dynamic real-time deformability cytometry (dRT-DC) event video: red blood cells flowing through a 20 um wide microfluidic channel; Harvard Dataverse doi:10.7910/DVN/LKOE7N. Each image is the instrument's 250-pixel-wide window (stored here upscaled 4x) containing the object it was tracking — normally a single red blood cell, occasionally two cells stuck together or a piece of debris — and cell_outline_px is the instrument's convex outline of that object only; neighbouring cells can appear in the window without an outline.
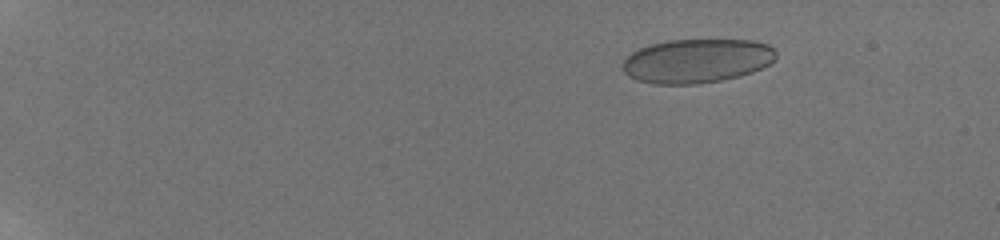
{"species": "human", "species_latin": "Homo sapiens", "temperature_condition": "room temperature", "stored_images_in_passage": 18, "camera_frame_rate_fps": 3000, "um_per_image_px": 0.085, "donor": {"sex": "male"}, "frame": {"image": 1, "passage_image": 4, "time_ms": 3.0, "image_size_px": [1000, 240], "cell_outline_px": [[776, 60], [752, 72], [740, 76], [720, 80], [696, 84], [652, 84], [636, 80], [628, 76], [624, 72], [624, 60], [632, 52], [640, 48], [652, 44], [668, 40], [752, 40], [768, 44], [776, 52]], "centroid_in_image_um": [59.24, 5.18], "position_along_channel_um": 25.8, "area_um2": 39.3}}
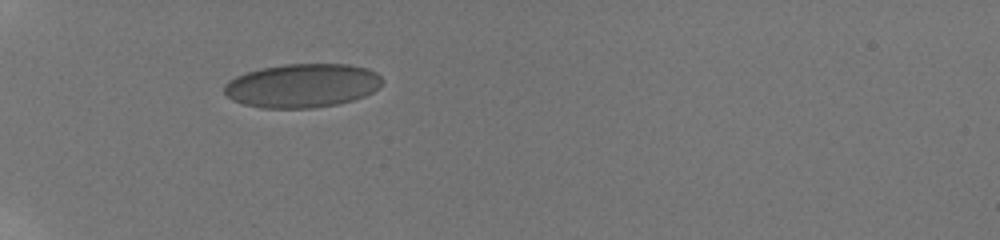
{"frame": {"image": 2, "passage_image": 10, "time_ms": 7.0, "image_size_px": [1000, 240], "cell_outline_px": [[384, 80], [372, 92], [364, 96], [352, 100], [336, 104], [312, 108], [264, 108], [244, 104], [232, 100], [224, 92], [224, 84], [228, 80], [236, 76], [260, 68], [284, 64], [348, 64], [368, 68], [376, 72]], "centroid_in_image_um": [25.68, 7.27], "position_along_channel_um": 59.3, "area_um2": 40.34}}
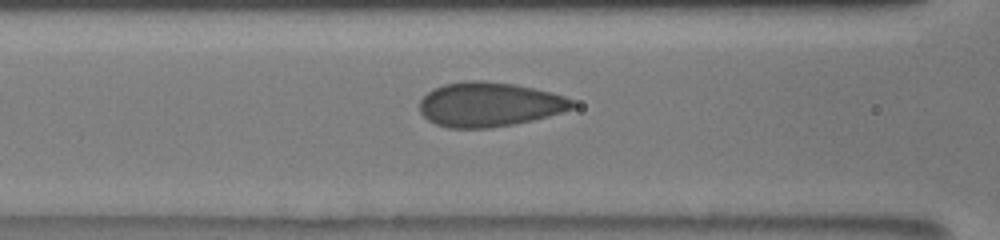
{"frame": {"image": 3, "passage_image": 15, "time_ms": 9.333, "image_size_px": [1000, 240], "cell_outline_px": [[576, 104], [572, 108], [548, 116], [516, 124], [488, 128], [448, 128], [436, 124], [428, 120], [420, 112], [420, 100], [432, 88], [444, 84], [468, 80], [480, 80], [512, 84], [552, 92], [564, 96], [572, 100]], "centroid_in_image_um": [41.56, 8.88], "position_along_channel_um": 125.0, "area_um2": 39.48}}